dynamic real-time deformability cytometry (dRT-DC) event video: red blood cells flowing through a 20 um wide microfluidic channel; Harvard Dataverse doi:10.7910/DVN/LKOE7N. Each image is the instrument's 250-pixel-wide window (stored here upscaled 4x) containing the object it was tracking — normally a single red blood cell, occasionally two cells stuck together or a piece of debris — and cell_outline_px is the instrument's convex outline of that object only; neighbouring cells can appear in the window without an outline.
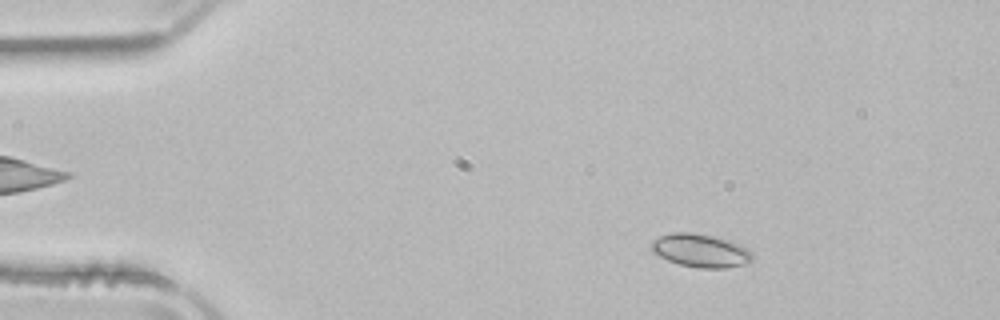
{"species": "common noctule bat (a hibernating species)", "species_latin": "Nyctalus noctula", "temperature_condition": "room temperature", "stored_images_in_passage": 51, "camera_frame_rate_fps": 3000, "um_per_image_px": 0.085, "animal": {"sex": "male", "body_mass_g": 21.5, "forearm_length_mm": 52.0}, "frame": {"image": 1, "passage_image": 7, "time_ms": 2.0, "image_size_px": [1000, 320], "cell_outline_px": [[752, 260], [744, 264], [728, 268], [696, 268], [680, 264], [668, 260], [652, 252], [652, 240], [660, 236], [672, 232], [688, 232], [712, 236], [728, 240], [740, 244], [752, 252]], "centroid_in_image_um": [59.55, 21.3], "position_along_channel_um": 25.4, "area_um2": 19.48}}
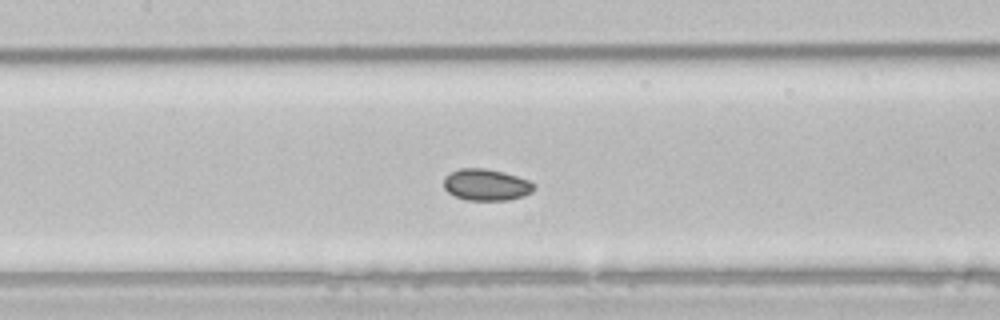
{"frame": {"image": 2, "passage_image": 23, "time_ms": 7.333, "image_size_px": [1000, 320], "cell_outline_px": [[536, 188], [532, 192], [524, 196], [508, 200], [468, 200], [456, 196], [448, 192], [444, 188], [444, 176], [460, 168], [484, 168], [504, 172], [528, 180], [536, 184]], "centroid_in_image_um": [41.36, 15.7], "position_along_channel_um": 166.0, "area_um2": 16.65}}
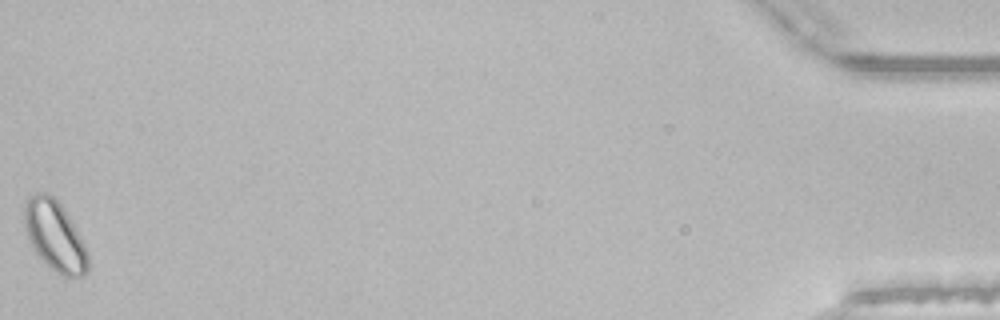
{"frame": {"image": 3, "passage_image": 51, "time_ms": 16.667, "image_size_px": [1000, 320], "cell_outline_px": [[88, 272], [84, 276], [64, 276], [56, 272], [36, 252], [28, 236], [24, 224], [24, 204], [28, 196], [32, 192], [44, 192], [52, 196], [60, 204], [84, 244], [88, 252]], "centroid_in_image_um": [4.65, 20.03], "position_along_channel_um": 430.6, "area_um2": 25.43}, "authors_computed_cell_mechanics": {"area_um2": 17.5134, "velocity_mm_per_s": 3.9119, "shape_relaxation_time_tau1_ms": null, "shape_relaxation_time_tau2_ms": 1.6968, "deformation_change_tau1": null, "deformation_change_tau2": 0.0403}}